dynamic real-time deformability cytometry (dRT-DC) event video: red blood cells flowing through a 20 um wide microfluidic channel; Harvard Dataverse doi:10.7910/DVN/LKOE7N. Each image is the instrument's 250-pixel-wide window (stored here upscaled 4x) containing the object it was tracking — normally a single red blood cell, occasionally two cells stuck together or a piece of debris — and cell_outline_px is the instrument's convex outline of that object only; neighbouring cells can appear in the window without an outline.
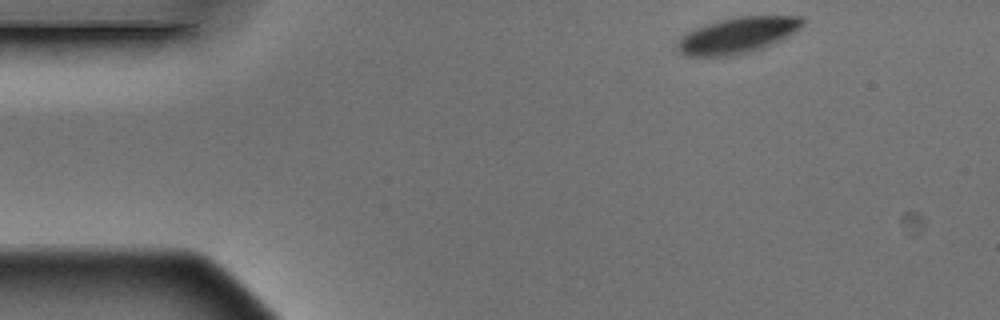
{"species": "Egyptian fruit bat (a non-hibernating species)", "species_latin": "Rousettus aegyptiacus", "temperature_condition": "warm", "stored_images_in_passage": 4, "camera_frame_rate_fps": 3000, "um_per_image_px": 0.085, "animal": {"sex": "male"}, "frame": {"image": 1, "passage_image": 1, "time_ms": 0.0, "image_size_px": [1000, 320], "cell_outline_px": [[804, 24], [800, 28], [772, 44], [748, 52], [732, 56], [688, 56], [680, 52], [676, 48], [676, 44], [680, 36], [696, 28], [720, 20], [740, 16], [804, 16]], "centroid_in_image_um": [62.67, 3.0], "position_along_channel_um": 22.3, "area_um2": 25.95}}
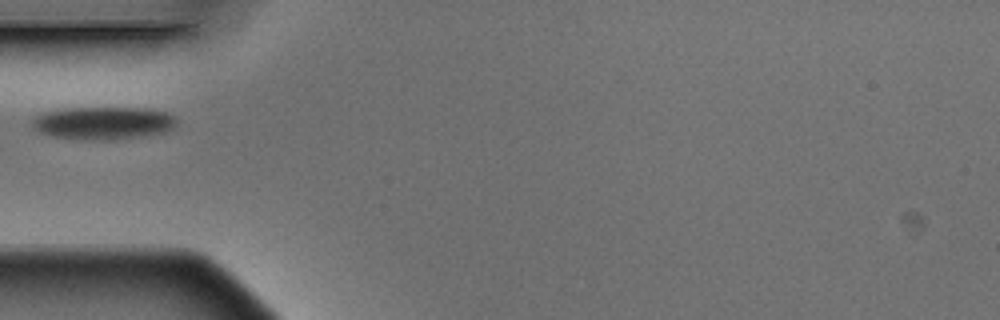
{"frame": {"image": 2, "passage_image": 4, "time_ms": 1.0, "image_size_px": [1000, 320], "cell_outline_px": [[176, 124], [172, 128], [164, 132], [144, 136], [108, 140], [92, 140], [56, 136], [40, 132], [32, 124], [32, 120], [36, 116], [44, 112], [64, 108], [148, 108], [168, 112], [176, 116]], "centroid_in_image_um": [8.84, 10.44], "position_along_channel_um": 76.2, "area_um2": 27.46}}